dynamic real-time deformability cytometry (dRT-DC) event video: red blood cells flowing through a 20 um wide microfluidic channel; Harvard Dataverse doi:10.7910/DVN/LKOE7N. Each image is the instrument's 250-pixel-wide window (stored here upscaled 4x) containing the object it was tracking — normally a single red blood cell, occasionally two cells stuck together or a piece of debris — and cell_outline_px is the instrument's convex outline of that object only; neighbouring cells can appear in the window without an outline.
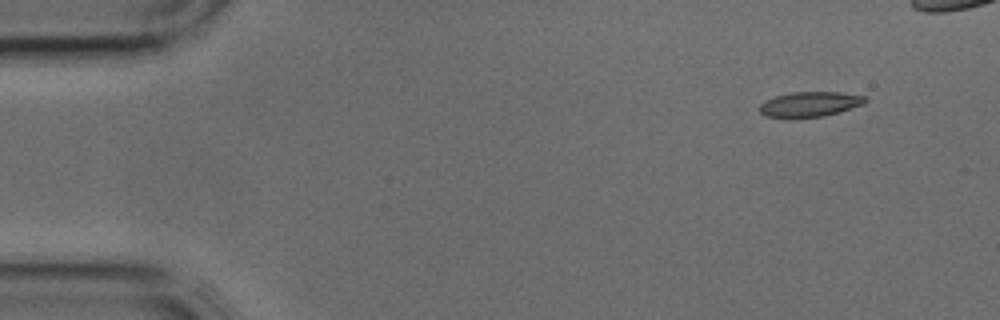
{"species": "common noctule bat (a hibernating species)", "species_latin": "Nyctalus noctula", "temperature_condition": "cold", "stored_images_in_passage": 2, "camera_frame_rate_fps": 3000, "um_per_image_px": 0.085, "animal": {"sex": "male", "body_mass_g": 17.9, "forearm_length_mm": 54.2}, "frame": {"image": 1, "passage_image": 2, "time_ms": 0.333, "image_size_px": [1000, 320], "cell_outline_px": [[868, 100], [864, 104], [824, 116], [764, 116], [760, 112], [760, 104], [776, 96], [792, 92], [840, 92], [864, 96]], "centroid_in_image_um": [68.88, 8.83], "position_along_channel_um": 16.1, "area_um2": 14.85}}